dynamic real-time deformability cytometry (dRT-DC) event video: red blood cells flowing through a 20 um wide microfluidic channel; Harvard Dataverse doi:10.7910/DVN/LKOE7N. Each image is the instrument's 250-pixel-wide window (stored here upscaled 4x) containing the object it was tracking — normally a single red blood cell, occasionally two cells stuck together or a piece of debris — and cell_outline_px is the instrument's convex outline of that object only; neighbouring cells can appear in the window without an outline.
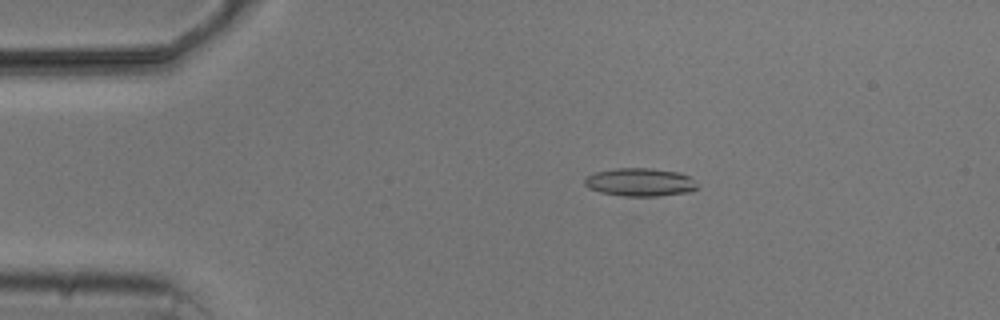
{"species": "common noctule bat (a hibernating species)", "species_latin": "Nyctalus noctula", "temperature_condition": "cold", "stored_images_in_passage": 6, "camera_frame_rate_fps": 3000, "um_per_image_px": 0.085, "animal": {"sex": "male", "body_mass_g": 20.5, "forearm_length_mm": 52.5}, "frame": {"image": 1, "passage_image": 4, "time_ms": 3.333, "image_size_px": [1000, 320], "cell_outline_px": [[700, 188], [692, 192], [656, 196], [624, 196], [600, 192], [588, 188], [584, 184], [584, 180], [588, 176], [596, 172], [616, 168], [652, 168], [680, 172], [688, 176]], "centroid_in_image_um": [54.43, 15.49], "position_along_channel_um": 30.6, "area_um2": 18.55}}
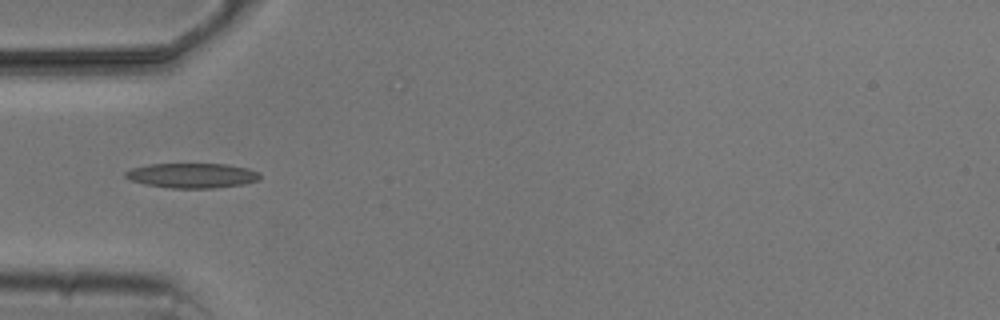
{"frame": {"image": 2, "passage_image": 6, "time_ms": 5.667, "image_size_px": [1000, 320], "cell_outline_px": [[260, 180], [244, 184], [212, 188], [172, 188], [144, 184], [132, 180], [124, 176], [124, 172], [132, 168], [148, 164], [228, 164], [248, 168], [260, 172]], "centroid_in_image_um": [16.35, 14.91], "position_along_channel_um": 68.6, "area_um2": 19.54}}